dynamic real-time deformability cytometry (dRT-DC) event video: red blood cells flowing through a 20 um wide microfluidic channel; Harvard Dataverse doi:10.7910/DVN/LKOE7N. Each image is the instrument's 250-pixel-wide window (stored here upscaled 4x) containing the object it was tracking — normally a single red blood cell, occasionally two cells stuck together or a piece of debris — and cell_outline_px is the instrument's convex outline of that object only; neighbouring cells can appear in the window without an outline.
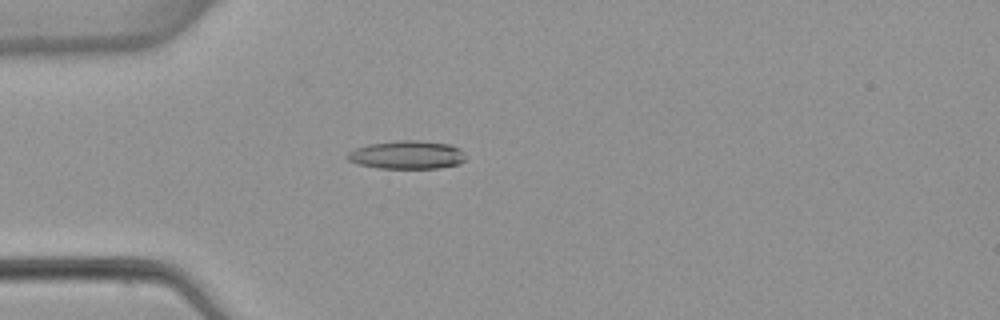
{"species": "common noctule bat (a hibernating species)", "species_latin": "Nyctalus noctula", "temperature_condition": "warm", "stored_images_in_passage": 4, "camera_frame_rate_fps": 3000, "um_per_image_px": 0.085, "animal": {"sex": "female", "body_mass_g": 22.7, "forearm_length_mm": 54.2}, "frame": {"image": 1, "passage_image": 4, "time_ms": 4.667, "image_size_px": [1000, 320], "cell_outline_px": [[464, 160], [460, 164], [440, 168], [376, 168], [356, 164], [348, 160], [344, 156], [348, 152], [356, 148], [368, 144], [400, 140], [420, 140], [452, 144], [460, 148], [464, 152]], "centroid_in_image_um": [34.59, 13.16], "position_along_channel_um": 50.4, "area_um2": 19.83}}